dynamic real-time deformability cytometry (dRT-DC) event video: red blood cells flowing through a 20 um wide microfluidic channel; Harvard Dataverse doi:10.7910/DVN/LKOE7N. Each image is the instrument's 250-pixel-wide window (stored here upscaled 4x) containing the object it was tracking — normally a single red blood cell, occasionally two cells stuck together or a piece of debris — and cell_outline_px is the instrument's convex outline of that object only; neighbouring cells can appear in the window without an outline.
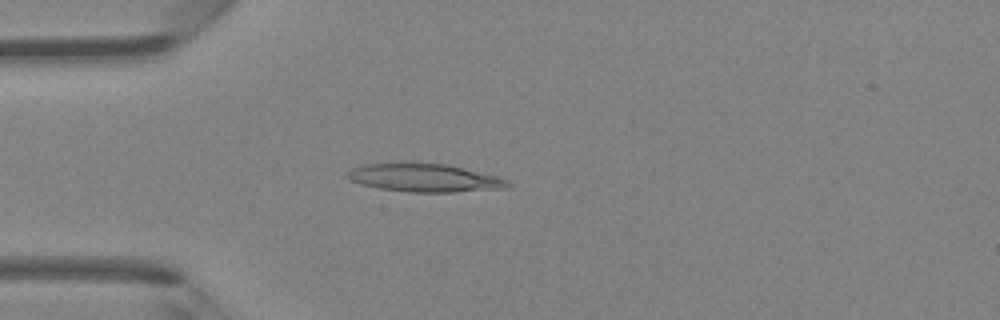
{"species": "Egyptian fruit bat (a non-hibernating species)", "species_latin": "Rousettus aegyptiacus", "temperature_condition": "room temperature", "stored_images_in_passage": 46, "camera_frame_rate_fps": 3000, "um_per_image_px": 0.085, "animal": {"sex": "female"}, "frame": {"image": 1, "passage_image": 12, "time_ms": 3.667, "image_size_px": [1000, 320], "cell_outline_px": [[512, 184], [504, 188], [452, 192], [408, 192], [380, 188], [360, 184], [352, 180], [348, 176], [348, 172], [352, 168], [364, 164], [448, 164], [500, 176], [508, 180]], "centroid_in_image_um": [36.16, 15.13], "position_along_channel_um": 48.8, "area_um2": 25.89}}
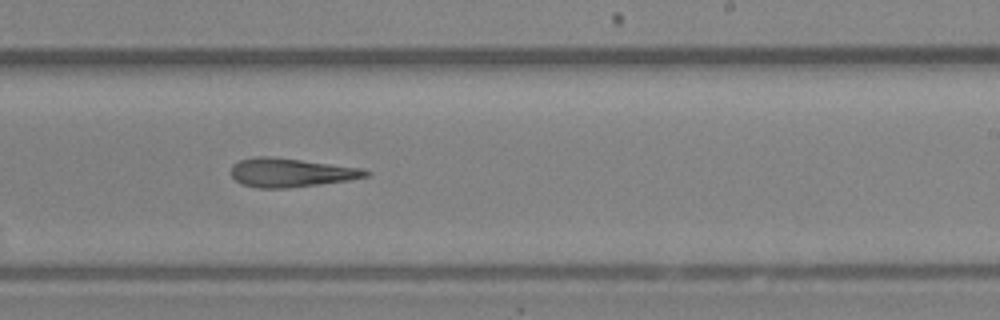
{"frame": {"image": 2, "passage_image": 28, "time_ms": 9.0, "image_size_px": [1000, 320], "cell_outline_px": [[372, 172], [368, 176], [348, 180], [320, 184], [288, 188], [256, 188], [240, 184], [232, 176], [232, 164], [240, 160], [256, 156], [268, 156], [364, 168]], "centroid_in_image_um": [24.72, 14.67], "position_along_channel_um": 264.3, "area_um2": 22.6}}
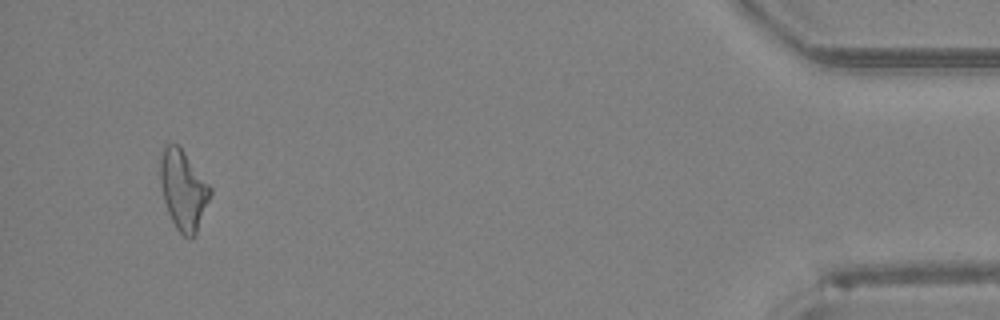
{"frame": {"image": 3, "passage_image": 44, "time_ms": 14.333, "image_size_px": [1000, 320], "cell_outline_px": [[212, 192], [196, 232], [192, 240], [188, 240], [176, 228], [168, 212], [164, 200], [160, 184], [160, 160], [164, 144], [176, 144], [180, 148], [212, 188]], "centroid_in_image_um": [15.56, 16.17], "position_along_channel_um": 419.6, "area_um2": 22.83}, "authors_computed_cell_mechanics": {"area_um2": 23.2067, "velocity_mm_per_s": 4.3058, "shape_relaxation_time_tau1_ms": 10.8371, "shape_relaxation_time_tau2_ms": 4.091, "deformation_change_tau1": 0.3007, "deformation_change_tau2": 0.2005}}